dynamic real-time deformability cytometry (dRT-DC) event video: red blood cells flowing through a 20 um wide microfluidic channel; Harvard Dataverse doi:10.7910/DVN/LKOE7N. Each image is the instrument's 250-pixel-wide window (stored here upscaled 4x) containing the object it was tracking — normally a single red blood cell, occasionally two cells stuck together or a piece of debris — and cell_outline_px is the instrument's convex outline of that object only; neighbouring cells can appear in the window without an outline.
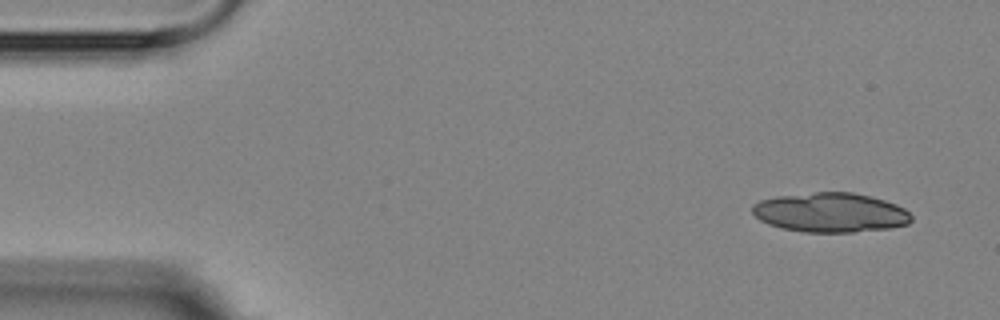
{"species": "Egyptian fruit bat (a non-hibernating species)", "species_latin": "Rousettus aegyptiacus", "temperature_condition": "room temperature", "stored_images_in_passage": 6, "camera_frame_rate_fps": 3000, "um_per_image_px": 0.085, "animal": {"sex": "female"}, "frame": {"image": 1, "passage_image": 1, "time_ms": 0.0, "image_size_px": [1000, 320], "cell_outline_px": [[912, 220], [908, 224], [888, 228], [852, 232], [804, 232], [784, 228], [768, 224], [760, 220], [752, 212], [752, 204], [760, 200], [776, 196], [816, 192], [852, 192], [872, 196], [896, 204], [904, 208], [912, 216]], "centroid_in_image_um": [70.59, 18.05], "position_along_channel_um": 14.4, "area_um2": 36.59}}